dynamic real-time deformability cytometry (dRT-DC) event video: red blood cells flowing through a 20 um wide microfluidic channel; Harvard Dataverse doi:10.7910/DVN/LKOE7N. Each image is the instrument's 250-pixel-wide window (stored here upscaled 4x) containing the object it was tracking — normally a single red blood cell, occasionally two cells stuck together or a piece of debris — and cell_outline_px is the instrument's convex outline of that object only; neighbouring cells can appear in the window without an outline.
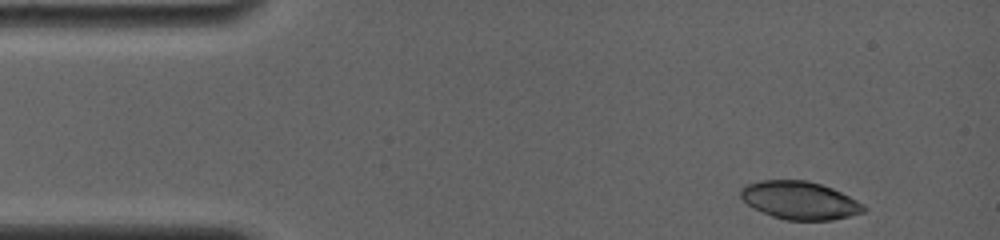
{"species": "common noctule bat (a hibernating species)", "species_latin": "Nyctalus noctula", "temperature_condition": "room temperature", "stored_images_in_passage": 7, "camera_frame_rate_fps": 4000, "um_per_image_px": 0.085, "animal": {"sex": "female", "body_mass_g": 19.0, "forearm_length_mm": 56.7}, "frame": {"image": 1, "passage_image": 1, "time_ms": 0.0, "image_size_px": [1000, 240], "cell_outline_px": [[868, 208], [864, 212], [832, 220], [784, 220], [772, 216], [752, 208], [740, 196], [740, 188], [744, 184], [760, 180], [808, 180], [832, 188], [864, 204]], "centroid_in_image_um": [67.95, 17.03], "position_along_channel_um": 17.1, "area_um2": 27.34}}
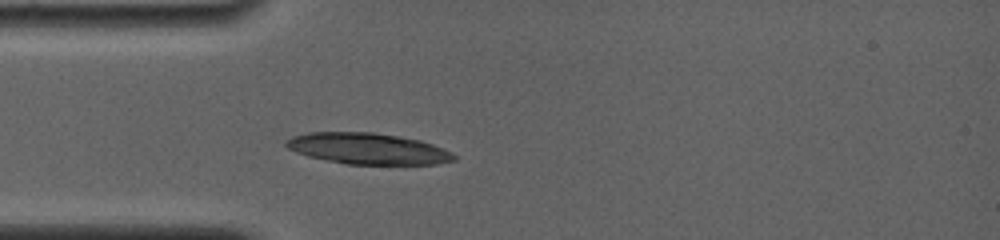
{"frame": {"image": 2, "passage_image": 7, "time_ms": 3.0, "image_size_px": [1000, 240], "cell_outline_px": [[456, 160], [436, 164], [344, 164], [308, 156], [296, 152], [288, 148], [284, 144], [284, 140], [292, 136], [308, 132], [372, 132], [420, 140], [432, 144], [452, 152], [456, 156]], "centroid_in_image_um": [31.23, 12.63], "position_along_channel_um": 53.8, "area_um2": 30.46}}